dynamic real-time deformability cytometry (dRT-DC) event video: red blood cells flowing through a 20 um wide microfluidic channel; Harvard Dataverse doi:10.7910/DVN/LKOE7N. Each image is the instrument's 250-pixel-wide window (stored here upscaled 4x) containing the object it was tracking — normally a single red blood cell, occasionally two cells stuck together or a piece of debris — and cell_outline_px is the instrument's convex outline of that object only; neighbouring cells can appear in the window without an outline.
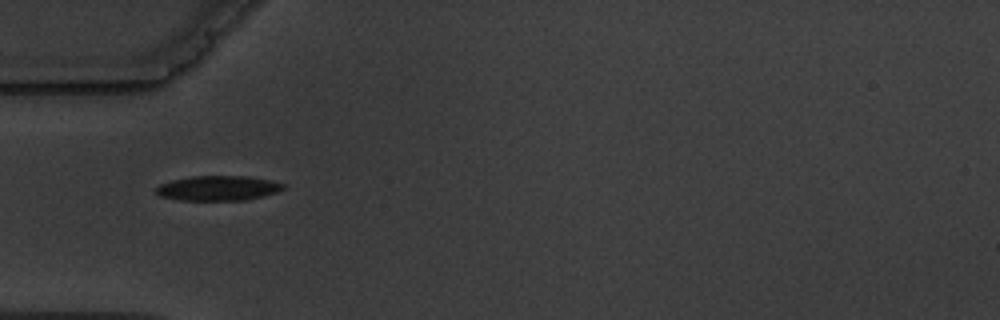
{"species": "common noctule bat (a hibernating species)", "species_latin": "Nyctalus noctula", "temperature_condition": "warm", "stored_images_in_passage": 1, "camera_frame_rate_fps": 3000, "um_per_image_px": 0.085, "animal": {"sex": "male", "body_mass_g": 19.5, "forearm_length_mm": 54.6}, "frame": {"image": 1, "passage_image": 1, "time_ms": 0.0, "image_size_px": [1000, 320], "cell_outline_px": [[284, 188], [276, 192], [264, 196], [248, 200], [180, 200], [160, 196], [152, 188], [160, 184], [172, 180], [192, 176], [248, 176], [272, 180], [284, 184]], "centroid_in_image_um": [18.52, 15.99], "position_along_channel_um": 66.5, "area_um2": 18.55}}